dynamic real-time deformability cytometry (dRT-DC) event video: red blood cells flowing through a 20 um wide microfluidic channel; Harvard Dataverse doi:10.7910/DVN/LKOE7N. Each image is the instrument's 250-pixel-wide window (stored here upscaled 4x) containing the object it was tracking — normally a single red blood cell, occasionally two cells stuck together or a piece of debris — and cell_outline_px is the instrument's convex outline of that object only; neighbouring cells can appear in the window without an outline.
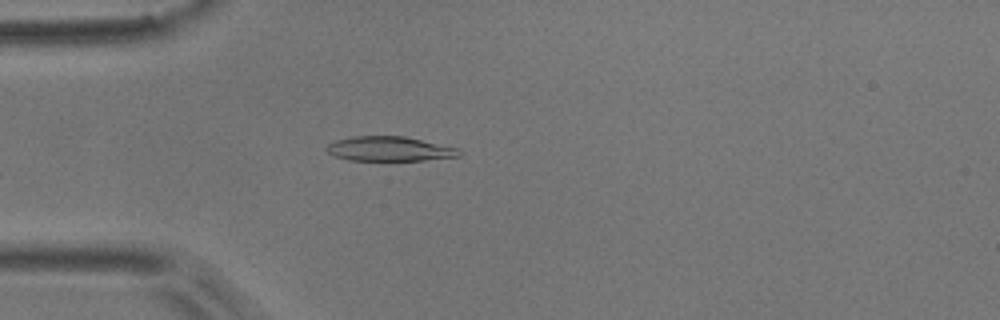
{"species": "common noctule bat (a hibernating species)", "species_latin": "Nyctalus noctula", "temperature_condition": "room temperature", "stored_images_in_passage": 4, "camera_frame_rate_fps": 3000, "um_per_image_px": 0.085, "animal": {"sex": "male", "body_mass_g": 17.9}, "frame": {"image": 1, "passage_image": 4, "time_ms": 1.0, "image_size_px": [1000, 320], "cell_outline_px": [[464, 152], [460, 156], [424, 160], [348, 160], [332, 156], [324, 148], [328, 144], [336, 140], [352, 136], [404, 136], [460, 148]], "centroid_in_image_um": [33.11, 12.65], "position_along_channel_um": 51.9, "area_um2": 19.19}}